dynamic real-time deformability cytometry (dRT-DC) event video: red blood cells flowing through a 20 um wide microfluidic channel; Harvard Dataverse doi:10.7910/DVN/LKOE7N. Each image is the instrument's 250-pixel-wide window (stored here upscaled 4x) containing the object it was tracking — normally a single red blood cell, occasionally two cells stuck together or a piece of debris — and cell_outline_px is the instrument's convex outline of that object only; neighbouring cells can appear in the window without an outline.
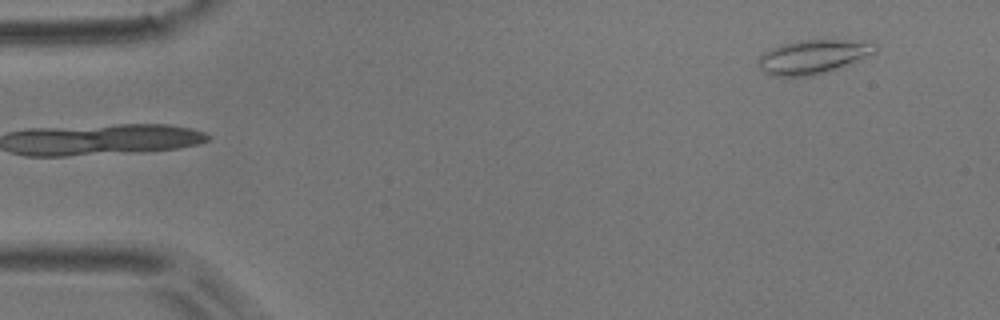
{"species": "common noctule bat (a hibernating species)", "species_latin": "Nyctalus noctula", "temperature_condition": "room temperature", "stored_images_in_passage": 4, "segment_of_instrument_passage": [2, 2], "camera_frame_rate_fps": 3000, "um_per_image_px": 0.085, "animal": {"sex": "male", "body_mass_g": 17.9}, "frame": {"image": 1, "passage_image": 4, "time_ms": 1.0, "image_size_px": [1000, 320], "cell_outline_px": [[876, 52], [836, 68], [812, 76], [772, 76], [764, 72], [760, 68], [760, 56], [764, 52], [780, 44], [796, 40], [872, 40], [876, 44]], "centroid_in_image_um": [69.12, 4.8], "position_along_channel_um": 15.9, "area_um2": 22.95}}